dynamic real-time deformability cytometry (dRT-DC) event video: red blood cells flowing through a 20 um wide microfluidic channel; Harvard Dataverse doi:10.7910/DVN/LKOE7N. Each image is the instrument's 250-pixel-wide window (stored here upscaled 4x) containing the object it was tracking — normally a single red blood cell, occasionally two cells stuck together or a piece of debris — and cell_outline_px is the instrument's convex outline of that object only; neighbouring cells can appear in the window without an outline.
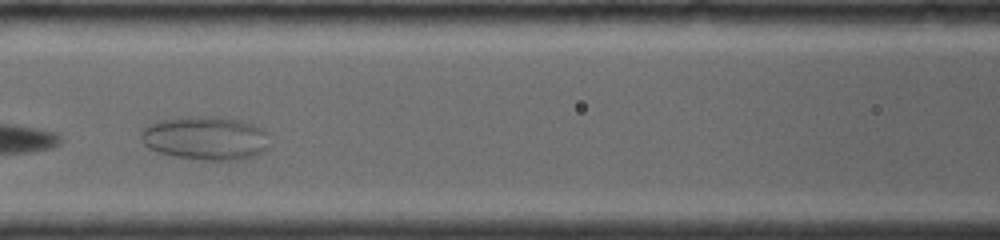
{"species": "common noctule bat (a hibernating species)", "species_latin": "Nyctalus noctula", "temperature_condition": "room temperature", "stored_images_in_passage": 20, "camera_frame_rate_fps": 4000, "um_per_image_px": 0.085, "animal": {"sex": "female", "body_mass_g": 19.0, "forearm_length_mm": 56.7}, "frame": {"image": 1, "passage_image": 6, "time_ms": 2.5, "image_size_px": [1000, 240], "cell_outline_px": [[264, 152], [256, 156], [240, 160], [200, 160], [176, 156], [160, 152], [148, 148], [144, 144], [140, 136], [140, 132], [148, 124], [160, 120], [188, 116], [216, 116], [240, 120], [252, 124], [260, 128], [264, 132]], "centroid_in_image_um": [17.4, 11.74], "position_along_channel_um": 149.2, "area_um2": 32.48}}